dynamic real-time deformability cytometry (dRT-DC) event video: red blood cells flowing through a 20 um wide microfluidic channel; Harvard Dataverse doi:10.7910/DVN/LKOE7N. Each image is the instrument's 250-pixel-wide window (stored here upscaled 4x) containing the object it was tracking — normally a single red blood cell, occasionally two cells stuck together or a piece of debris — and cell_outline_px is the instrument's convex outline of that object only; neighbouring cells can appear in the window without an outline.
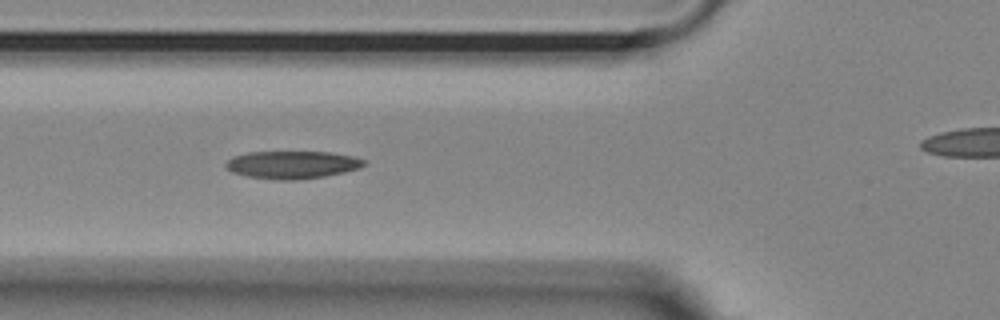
{"species": "Egyptian fruit bat (a non-hibernating species)", "species_latin": "Rousettus aegyptiacus", "temperature_condition": "room temperature", "stored_images_in_passage": 34, "camera_frame_rate_fps": 3000, "um_per_image_px": 0.085, "animal": {"sex": "female"}, "frame": {"image": 1, "passage_image": 6, "time_ms": 1.667, "image_size_px": [1000, 320], "cell_outline_px": [[364, 164], [356, 168], [344, 172], [324, 176], [296, 180], [276, 180], [248, 176], [232, 172], [224, 168], [224, 164], [232, 156], [248, 152], [328, 152], [352, 156], [364, 160]], "centroid_in_image_um": [24.75, 14.0], "position_along_channel_um": 101.0, "area_um2": 22.14}}
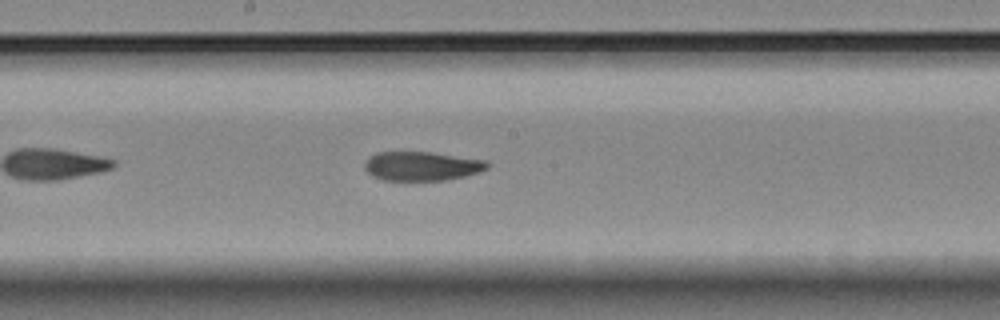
{"frame": {"image": 2, "passage_image": 15, "time_ms": 4.667, "image_size_px": [1000, 320], "cell_outline_px": [[488, 168], [480, 172], [464, 176], [444, 180], [380, 180], [372, 176], [364, 168], [364, 164], [368, 156], [376, 152], [432, 152], [488, 160]], "centroid_in_image_um": [35.84, 14.11], "position_along_channel_um": 212.4, "area_um2": 20.98}}
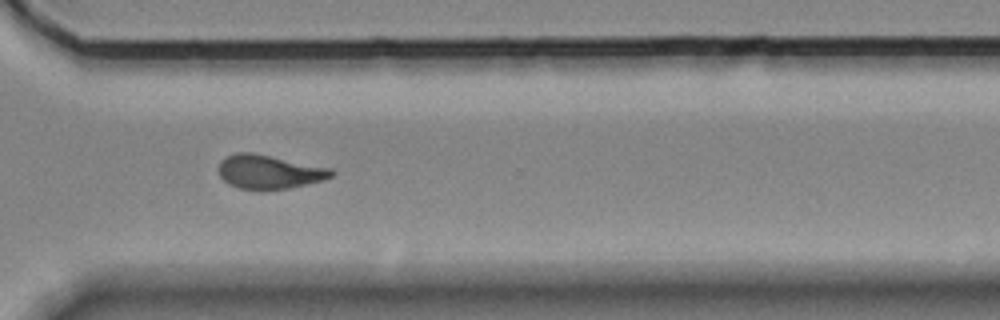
{"frame": {"image": 3, "passage_image": 26, "time_ms": 8.333, "image_size_px": [1000, 320], "cell_outline_px": [[336, 172], [332, 176], [320, 180], [288, 188], [264, 192], [240, 188], [228, 184], [220, 176], [220, 160], [236, 152], [252, 152], [332, 168]], "centroid_in_image_um": [22.87, 14.62], "position_along_channel_um": 347.7, "area_um2": 22.43}, "authors_computed_cell_mechanics": {"area_um2": 21.9929, "velocity_mm_per_s": 3.6945, "shape_relaxation_time_tau1_ms": null, "shape_relaxation_time_tau2_ms": 6.8894, "deformation_change_tau1": null, "deformation_change_tau2": 0.1348}}